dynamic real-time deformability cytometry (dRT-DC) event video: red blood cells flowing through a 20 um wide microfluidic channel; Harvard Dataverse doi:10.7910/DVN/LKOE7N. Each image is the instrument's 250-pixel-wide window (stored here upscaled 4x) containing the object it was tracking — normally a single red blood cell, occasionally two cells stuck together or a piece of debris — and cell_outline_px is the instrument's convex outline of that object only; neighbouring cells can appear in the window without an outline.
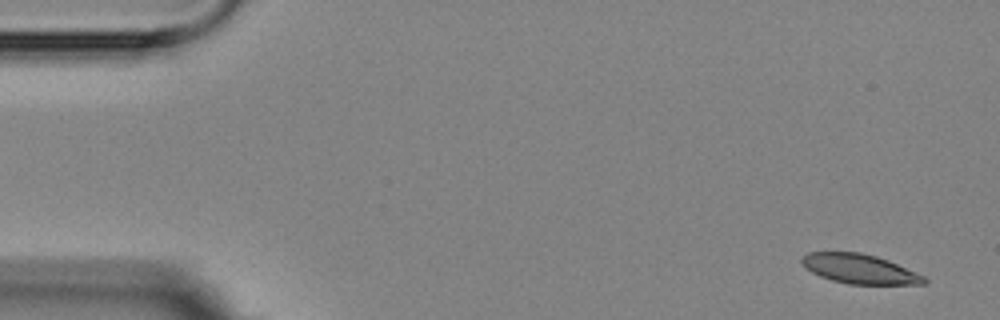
{"species": "Egyptian fruit bat (a non-hibernating species)", "species_latin": "Rousettus aegyptiacus", "temperature_condition": "room temperature", "stored_images_in_passage": 6, "segment_of_instrument_passage": [2, 2], "camera_frame_rate_fps": 3000, "um_per_image_px": 0.085, "animal": {"sex": "female"}, "frame": {"image": 1, "passage_image": 6, "time_ms": 6.0, "image_size_px": [1000, 320], "cell_outline_px": [[928, 280], [924, 284], [848, 284], [832, 280], [820, 276], [812, 272], [800, 260], [808, 252], [860, 252], [876, 256], [888, 260], [924, 276]], "centroid_in_image_um": [73.08, 22.85], "position_along_channel_um": 11.9, "area_um2": 20.75}}